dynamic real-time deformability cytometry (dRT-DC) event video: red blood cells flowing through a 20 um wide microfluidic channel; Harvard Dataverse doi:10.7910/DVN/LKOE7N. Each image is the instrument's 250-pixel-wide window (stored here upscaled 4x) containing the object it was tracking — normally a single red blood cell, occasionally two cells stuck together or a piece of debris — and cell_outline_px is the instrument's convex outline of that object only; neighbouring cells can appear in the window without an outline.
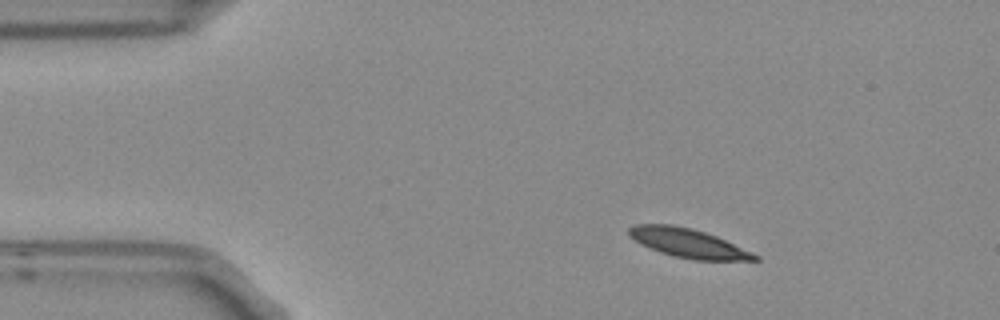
{"species": "Egyptian fruit bat (a non-hibernating species)", "species_latin": "Rousettus aegyptiacus", "temperature_condition": "room temperature", "stored_images_in_passage": 3, "camera_frame_rate_fps": 3000, "um_per_image_px": 0.085, "frame": {"image": 1, "passage_image": 1, "time_ms": 0.0, "image_size_px": [1000, 320], "cell_outline_px": [[760, 260], [692, 260], [672, 256], [660, 252], [640, 244], [628, 236], [628, 228], [636, 224], [672, 224], [692, 228], [716, 236], [752, 252], [760, 256]], "centroid_in_image_um": [58.46, 20.66], "position_along_channel_um": 26.5, "area_um2": 21.33}}
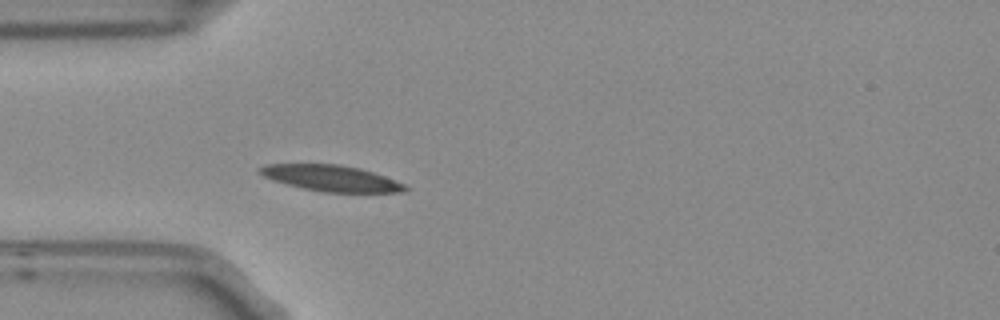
{"frame": {"image": 2, "passage_image": 3, "time_ms": 0.667, "image_size_px": [1000, 320], "cell_outline_px": [[408, 192], [324, 192], [304, 188], [272, 180], [256, 172], [256, 168], [264, 164], [340, 164], [360, 168], [408, 184]], "centroid_in_image_um": [28.16, 15.14], "position_along_channel_um": 56.8, "area_um2": 22.2}}